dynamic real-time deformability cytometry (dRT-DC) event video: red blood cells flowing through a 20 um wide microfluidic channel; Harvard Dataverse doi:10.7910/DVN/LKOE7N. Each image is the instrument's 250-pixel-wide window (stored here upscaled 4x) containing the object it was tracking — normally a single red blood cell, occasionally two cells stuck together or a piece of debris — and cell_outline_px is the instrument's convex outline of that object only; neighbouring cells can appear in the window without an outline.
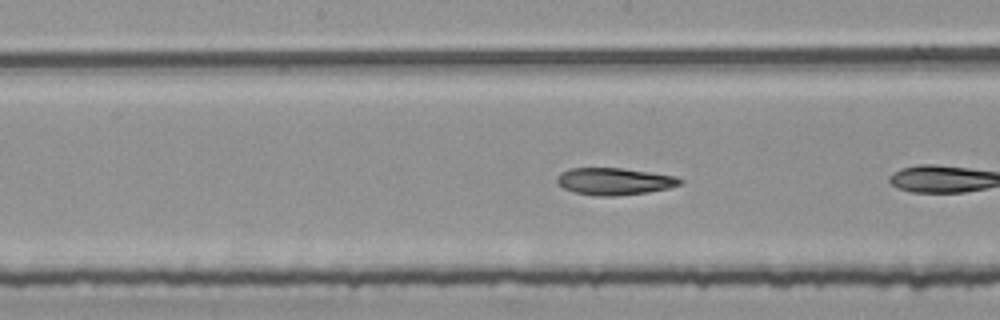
{"species": "common noctule bat (a hibernating species)", "species_latin": "Nyctalus noctula", "temperature_condition": "room temperature", "stored_images_in_passage": 37, "camera_frame_rate_fps": 3000, "um_per_image_px": 0.085, "animal": {"sex": "female", "body_mass_g": 25.1}, "frame": {"image": 1, "passage_image": 11, "time_ms": 3.333, "image_size_px": [1000, 320], "cell_outline_px": [[684, 184], [668, 188], [648, 192], [616, 196], [600, 196], [576, 192], [564, 188], [556, 180], [556, 176], [560, 172], [572, 168], [620, 168], [676, 176], [684, 180]], "centroid_in_image_um": [52.25, 15.41], "position_along_channel_um": 195.9, "area_um2": 19.31}, "authors_computed_cell_mechanics": {"area_um2": 19.652, "velocity_mm_per_s": 3.7587, "shape_relaxation_time_tau1_ms": null, "shape_relaxation_time_tau2_ms": 4.0612, "deformation_change_tau1": null, "deformation_change_tau2": 0.0989}}